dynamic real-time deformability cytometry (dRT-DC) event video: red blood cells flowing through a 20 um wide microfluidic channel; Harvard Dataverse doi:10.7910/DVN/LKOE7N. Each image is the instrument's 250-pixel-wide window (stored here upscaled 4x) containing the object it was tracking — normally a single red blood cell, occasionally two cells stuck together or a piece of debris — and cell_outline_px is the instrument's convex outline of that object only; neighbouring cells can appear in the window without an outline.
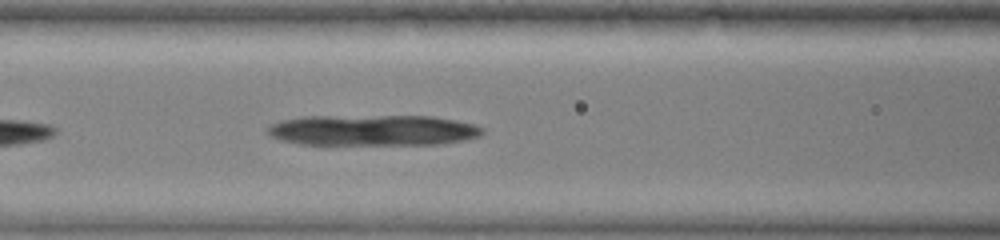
{"species": "common noctule bat (a hibernating species)", "species_latin": "Nyctalus noctula", "temperature_condition": "warm", "stored_images_in_passage": 27, "camera_frame_rate_fps": 3000, "um_per_image_px": 0.085, "animal": {"sex": "female", "body_mass_g": 19.0, "forearm_length_mm": 51.5}, "frame": {"image": 1, "passage_image": 8, "time_ms": 2.333, "image_size_px": [1000, 240], "cell_outline_px": [[484, 132], [480, 136], [464, 140], [444, 144], [300, 144], [280, 140], [272, 136], [268, 132], [268, 124], [280, 120], [300, 116], [432, 116], [456, 120], [476, 124], [484, 128]], "centroid_in_image_um": [31.71, 11.06], "position_along_channel_um": 134.9, "area_um2": 38.9}}
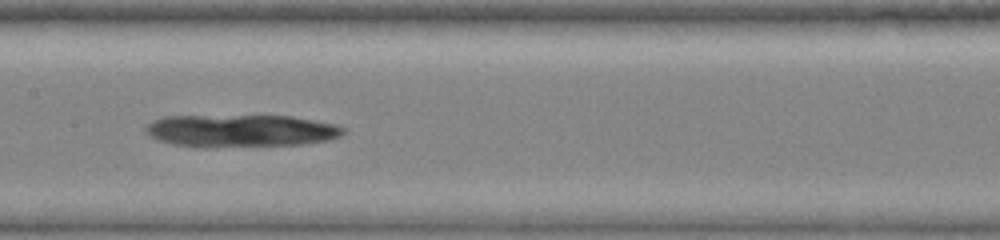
{"frame": {"image": 2, "passage_image": 12, "time_ms": 3.667, "image_size_px": [1000, 240], "cell_outline_px": [[348, 128], [340, 136], [328, 140], [300, 144], [204, 148], [196, 148], [172, 144], [156, 140], [144, 132], [144, 128], [152, 120], [164, 116], [292, 116], [340, 124]], "centroid_in_image_um": [20.45, 11.12], "position_along_channel_um": 186.9, "area_um2": 38.09}}